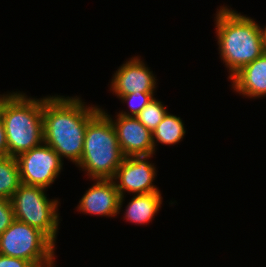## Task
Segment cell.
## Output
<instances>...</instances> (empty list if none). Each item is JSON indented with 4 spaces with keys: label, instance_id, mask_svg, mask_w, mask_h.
<instances>
[{
    "label": "cell",
    "instance_id": "obj_1",
    "mask_svg": "<svg viewBox=\"0 0 266 267\" xmlns=\"http://www.w3.org/2000/svg\"><path fill=\"white\" fill-rule=\"evenodd\" d=\"M79 96L42 97L43 141L60 159L80 162L88 122L101 110L100 105L84 102Z\"/></svg>",
    "mask_w": 266,
    "mask_h": 267
},
{
    "label": "cell",
    "instance_id": "obj_2",
    "mask_svg": "<svg viewBox=\"0 0 266 267\" xmlns=\"http://www.w3.org/2000/svg\"><path fill=\"white\" fill-rule=\"evenodd\" d=\"M214 16L218 54L227 68L229 81L241 68L266 52L263 26L228 5H220Z\"/></svg>",
    "mask_w": 266,
    "mask_h": 267
},
{
    "label": "cell",
    "instance_id": "obj_3",
    "mask_svg": "<svg viewBox=\"0 0 266 267\" xmlns=\"http://www.w3.org/2000/svg\"><path fill=\"white\" fill-rule=\"evenodd\" d=\"M1 119L8 156L17 157L44 142L42 98L28 97L26 92L15 91L4 104Z\"/></svg>",
    "mask_w": 266,
    "mask_h": 267
},
{
    "label": "cell",
    "instance_id": "obj_4",
    "mask_svg": "<svg viewBox=\"0 0 266 267\" xmlns=\"http://www.w3.org/2000/svg\"><path fill=\"white\" fill-rule=\"evenodd\" d=\"M123 155L110 118L100 110L89 122L80 162L76 165L92 179H113Z\"/></svg>",
    "mask_w": 266,
    "mask_h": 267
},
{
    "label": "cell",
    "instance_id": "obj_5",
    "mask_svg": "<svg viewBox=\"0 0 266 267\" xmlns=\"http://www.w3.org/2000/svg\"><path fill=\"white\" fill-rule=\"evenodd\" d=\"M47 189L21 183L11 198L15 219L45 233L55 244L60 226L58 198L50 199Z\"/></svg>",
    "mask_w": 266,
    "mask_h": 267
},
{
    "label": "cell",
    "instance_id": "obj_6",
    "mask_svg": "<svg viewBox=\"0 0 266 267\" xmlns=\"http://www.w3.org/2000/svg\"><path fill=\"white\" fill-rule=\"evenodd\" d=\"M56 244L41 230L14 220L0 236V254L21 258L33 264H52Z\"/></svg>",
    "mask_w": 266,
    "mask_h": 267
},
{
    "label": "cell",
    "instance_id": "obj_7",
    "mask_svg": "<svg viewBox=\"0 0 266 267\" xmlns=\"http://www.w3.org/2000/svg\"><path fill=\"white\" fill-rule=\"evenodd\" d=\"M21 183L48 190L63 170L64 162L44 142L16 157Z\"/></svg>",
    "mask_w": 266,
    "mask_h": 267
},
{
    "label": "cell",
    "instance_id": "obj_8",
    "mask_svg": "<svg viewBox=\"0 0 266 267\" xmlns=\"http://www.w3.org/2000/svg\"><path fill=\"white\" fill-rule=\"evenodd\" d=\"M155 153L150 155H131L125 157L117 168L113 181L120 197L128 194H148L161 192L154 181L157 177V168L150 162ZM127 193V194H126Z\"/></svg>",
    "mask_w": 266,
    "mask_h": 267
},
{
    "label": "cell",
    "instance_id": "obj_9",
    "mask_svg": "<svg viewBox=\"0 0 266 267\" xmlns=\"http://www.w3.org/2000/svg\"><path fill=\"white\" fill-rule=\"evenodd\" d=\"M141 57L137 55L126 59L112 75L109 90L118 99L134 92H156L157 76Z\"/></svg>",
    "mask_w": 266,
    "mask_h": 267
},
{
    "label": "cell",
    "instance_id": "obj_10",
    "mask_svg": "<svg viewBox=\"0 0 266 267\" xmlns=\"http://www.w3.org/2000/svg\"><path fill=\"white\" fill-rule=\"evenodd\" d=\"M101 110L110 118L116 132L118 144L125 157L131 155H150L155 153L152 133L133 116L119 115L115 118L103 107Z\"/></svg>",
    "mask_w": 266,
    "mask_h": 267
},
{
    "label": "cell",
    "instance_id": "obj_11",
    "mask_svg": "<svg viewBox=\"0 0 266 267\" xmlns=\"http://www.w3.org/2000/svg\"><path fill=\"white\" fill-rule=\"evenodd\" d=\"M94 182L79 200L76 210L84 215L116 217L119 212L120 194L112 179H92Z\"/></svg>",
    "mask_w": 266,
    "mask_h": 267
},
{
    "label": "cell",
    "instance_id": "obj_12",
    "mask_svg": "<svg viewBox=\"0 0 266 267\" xmlns=\"http://www.w3.org/2000/svg\"><path fill=\"white\" fill-rule=\"evenodd\" d=\"M233 92L242 97L260 99L266 97V52L245 65L230 79Z\"/></svg>",
    "mask_w": 266,
    "mask_h": 267
},
{
    "label": "cell",
    "instance_id": "obj_13",
    "mask_svg": "<svg viewBox=\"0 0 266 267\" xmlns=\"http://www.w3.org/2000/svg\"><path fill=\"white\" fill-rule=\"evenodd\" d=\"M125 196L120 197L119 212L123 211V219L134 225H146L152 223L157 213L162 208L163 197L161 192L133 195L127 202L125 211L123 204Z\"/></svg>",
    "mask_w": 266,
    "mask_h": 267
},
{
    "label": "cell",
    "instance_id": "obj_14",
    "mask_svg": "<svg viewBox=\"0 0 266 267\" xmlns=\"http://www.w3.org/2000/svg\"><path fill=\"white\" fill-rule=\"evenodd\" d=\"M181 117H178L170 112H167L163 120L158 124L152 132V142L155 148V154L158 144L161 145H176L183 141L186 129ZM158 142V143H157Z\"/></svg>",
    "mask_w": 266,
    "mask_h": 267
},
{
    "label": "cell",
    "instance_id": "obj_15",
    "mask_svg": "<svg viewBox=\"0 0 266 267\" xmlns=\"http://www.w3.org/2000/svg\"><path fill=\"white\" fill-rule=\"evenodd\" d=\"M21 184L16 157H0V197L10 199Z\"/></svg>",
    "mask_w": 266,
    "mask_h": 267
},
{
    "label": "cell",
    "instance_id": "obj_16",
    "mask_svg": "<svg viewBox=\"0 0 266 267\" xmlns=\"http://www.w3.org/2000/svg\"><path fill=\"white\" fill-rule=\"evenodd\" d=\"M167 112L166 105L154 97L135 117L152 133Z\"/></svg>",
    "mask_w": 266,
    "mask_h": 267
},
{
    "label": "cell",
    "instance_id": "obj_17",
    "mask_svg": "<svg viewBox=\"0 0 266 267\" xmlns=\"http://www.w3.org/2000/svg\"><path fill=\"white\" fill-rule=\"evenodd\" d=\"M155 97V93L134 92L128 95H123L119 98L122 104H126L129 108L119 111L117 114L124 116H137L140 111Z\"/></svg>",
    "mask_w": 266,
    "mask_h": 267
},
{
    "label": "cell",
    "instance_id": "obj_18",
    "mask_svg": "<svg viewBox=\"0 0 266 267\" xmlns=\"http://www.w3.org/2000/svg\"><path fill=\"white\" fill-rule=\"evenodd\" d=\"M15 220L14 210L10 199L0 197V236Z\"/></svg>",
    "mask_w": 266,
    "mask_h": 267
},
{
    "label": "cell",
    "instance_id": "obj_19",
    "mask_svg": "<svg viewBox=\"0 0 266 267\" xmlns=\"http://www.w3.org/2000/svg\"><path fill=\"white\" fill-rule=\"evenodd\" d=\"M32 264L21 258H14L0 254V267H31Z\"/></svg>",
    "mask_w": 266,
    "mask_h": 267
},
{
    "label": "cell",
    "instance_id": "obj_20",
    "mask_svg": "<svg viewBox=\"0 0 266 267\" xmlns=\"http://www.w3.org/2000/svg\"><path fill=\"white\" fill-rule=\"evenodd\" d=\"M8 156V147L5 128L2 119H0V157Z\"/></svg>",
    "mask_w": 266,
    "mask_h": 267
},
{
    "label": "cell",
    "instance_id": "obj_21",
    "mask_svg": "<svg viewBox=\"0 0 266 267\" xmlns=\"http://www.w3.org/2000/svg\"><path fill=\"white\" fill-rule=\"evenodd\" d=\"M15 91L12 92H4L0 94V119H1V114H2V109L8 98L14 93Z\"/></svg>",
    "mask_w": 266,
    "mask_h": 267
},
{
    "label": "cell",
    "instance_id": "obj_22",
    "mask_svg": "<svg viewBox=\"0 0 266 267\" xmlns=\"http://www.w3.org/2000/svg\"><path fill=\"white\" fill-rule=\"evenodd\" d=\"M51 264H33L31 267H49Z\"/></svg>",
    "mask_w": 266,
    "mask_h": 267
},
{
    "label": "cell",
    "instance_id": "obj_23",
    "mask_svg": "<svg viewBox=\"0 0 266 267\" xmlns=\"http://www.w3.org/2000/svg\"><path fill=\"white\" fill-rule=\"evenodd\" d=\"M263 29V36H264V39H266V25L264 27H262Z\"/></svg>",
    "mask_w": 266,
    "mask_h": 267
},
{
    "label": "cell",
    "instance_id": "obj_24",
    "mask_svg": "<svg viewBox=\"0 0 266 267\" xmlns=\"http://www.w3.org/2000/svg\"><path fill=\"white\" fill-rule=\"evenodd\" d=\"M56 262H53L49 267H56Z\"/></svg>",
    "mask_w": 266,
    "mask_h": 267
}]
</instances>
